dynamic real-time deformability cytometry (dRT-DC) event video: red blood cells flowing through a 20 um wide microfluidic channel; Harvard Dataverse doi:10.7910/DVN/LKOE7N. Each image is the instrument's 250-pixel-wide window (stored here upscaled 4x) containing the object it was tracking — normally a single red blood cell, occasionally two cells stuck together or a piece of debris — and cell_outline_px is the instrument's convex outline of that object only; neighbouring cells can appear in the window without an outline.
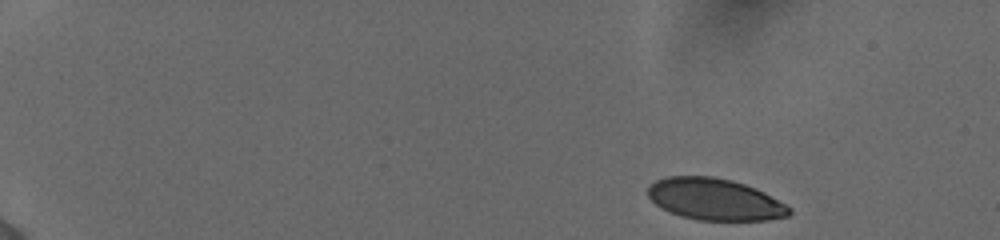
{"species": "human", "species_latin": "Homo sapiens", "temperature_condition": "cold", "stored_images_in_passage": 29, "camera_frame_rate_fps": 3000, "um_per_image_px": 0.085, "donor": {"sex": "female"}, "frame": {"image": 1, "passage_image": 1, "time_ms": 0.0, "image_size_px": [1000, 240], "cell_outline_px": [[792, 212], [788, 216], [768, 220], [696, 220], [680, 216], [660, 208], [648, 196], [648, 188], [656, 180], [668, 176], [712, 176], [732, 180], [756, 188], [788, 204], [792, 208]], "centroid_in_image_um": [60.8, 16.95], "position_along_channel_um": 24.2, "area_um2": 34.56}}
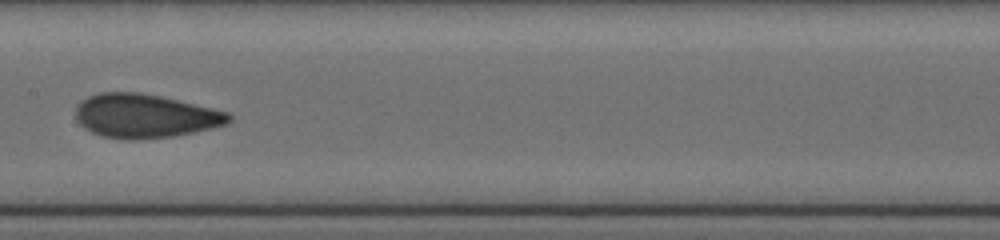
{"frame": {"image": 2, "passage_image": 16, "time_ms": 5.0, "image_size_px": [1000, 240], "cell_outline_px": [[232, 120], [228, 124], [212, 128], [172, 136], [136, 140], [128, 140], [104, 136], [92, 132], [84, 128], [76, 120], [76, 104], [80, 100], [88, 96], [100, 92], [140, 92], [160, 96], [212, 108], [228, 112], [232, 116]], "centroid_in_image_um": [12.3, 9.85], "position_along_channel_um": 195.1, "area_um2": 39.19}}
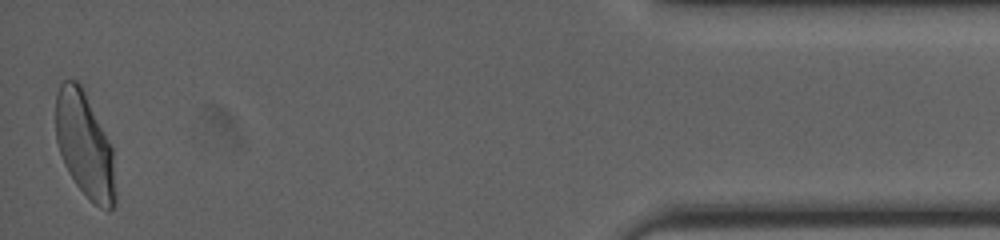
{"frame": {"image": 3, "passage_image": 29, "time_ms": 9.333, "image_size_px": [1000, 240], "cell_outline_px": [[116, 204], [108, 212], [100, 208], [76, 184], [68, 172], [64, 164], [56, 140], [56, 92], [60, 84], [64, 80], [76, 80], [80, 84], [112, 148], [116, 196]], "centroid_in_image_um": [7.19, 12.36], "position_along_channel_um": 428.0, "area_um2": 36.07}}